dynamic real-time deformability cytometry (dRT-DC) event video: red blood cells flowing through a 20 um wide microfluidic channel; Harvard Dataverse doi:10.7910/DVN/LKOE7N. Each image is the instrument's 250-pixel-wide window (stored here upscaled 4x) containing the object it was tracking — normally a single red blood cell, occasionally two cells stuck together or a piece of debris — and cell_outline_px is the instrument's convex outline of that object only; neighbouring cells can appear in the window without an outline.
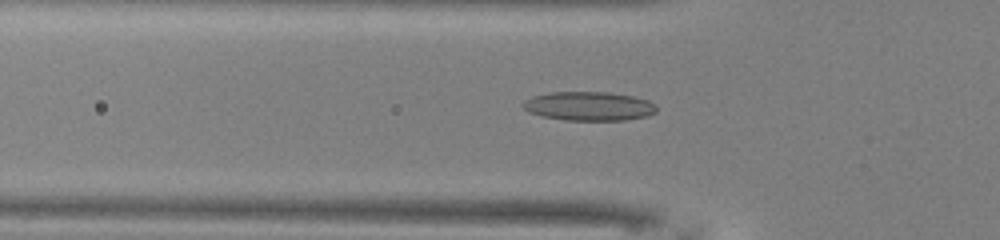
{"species": "common noctule bat (a hibernating species)", "species_latin": "Nyctalus noctula", "temperature_condition": "warm", "stored_images_in_passage": 50, "camera_frame_rate_fps": 3000, "um_per_image_px": 0.085, "animal": {"sex": "male", "body_mass_g": 13.0, "forearm_length_mm": 53.1}, "frame": {"image": 1, "passage_image": 16, "time_ms": 5.0, "image_size_px": [1000, 240], "cell_outline_px": [[656, 112], [648, 116], [624, 120], [564, 120], [544, 116], [528, 112], [520, 104], [524, 100], [532, 96], [552, 92], [608, 92], [632, 96], [648, 100], [656, 104]], "centroid_in_image_um": [50.05, 9.02], "position_along_channel_um": 75.7, "area_um2": 22.6}}
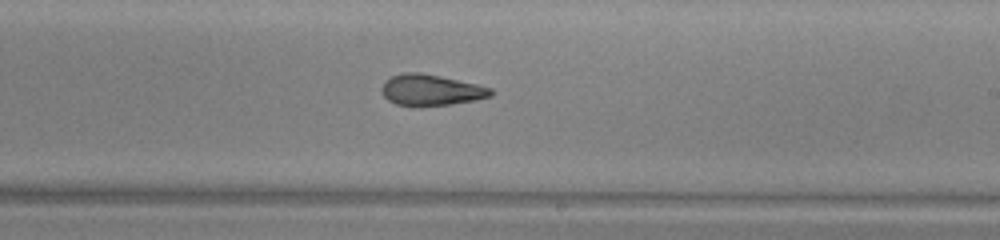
{"frame": {"image": 2, "passage_image": 29, "time_ms": 9.333, "image_size_px": [1000, 240], "cell_outline_px": [[492, 96], [476, 100], [452, 104], [416, 108], [412, 108], [396, 104], [388, 100], [380, 92], [380, 88], [384, 80], [392, 76], [404, 72], [420, 72], [440, 76], [476, 84], [492, 88]], "centroid_in_image_um": [36.57, 7.68], "position_along_channel_um": 252.4, "area_um2": 20.29}}
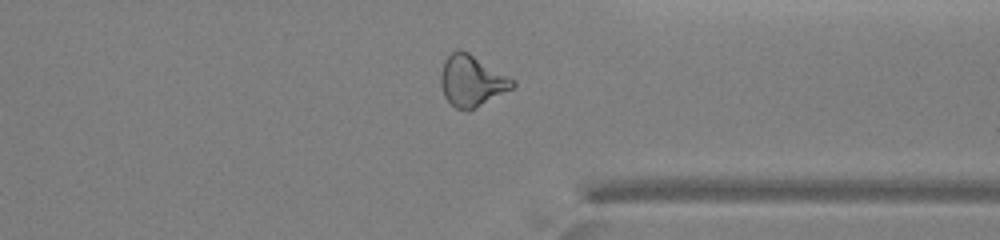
{"frame": {"image": 3, "passage_image": 38, "time_ms": 12.333, "image_size_px": [1000, 240], "cell_outline_px": [[516, 84], [512, 88], [468, 112], [456, 108], [444, 96], [440, 84], [440, 76], [444, 60], [456, 48], [460, 48], [468, 52], [516, 80]], "centroid_in_image_um": [40.08, 6.86], "position_along_channel_um": 371.3, "area_um2": 21.44}, "authors_computed_cell_mechanics": {"area_um2": 20.8658, "velocity_mm_per_s": 4.067, "shape_relaxation_time_tau1_ms": 10.5145, "shape_relaxation_time_tau2_ms": 3.5253, "deformation_change_tau1": 0.25, "deformation_change_tau2": 0.1307}}